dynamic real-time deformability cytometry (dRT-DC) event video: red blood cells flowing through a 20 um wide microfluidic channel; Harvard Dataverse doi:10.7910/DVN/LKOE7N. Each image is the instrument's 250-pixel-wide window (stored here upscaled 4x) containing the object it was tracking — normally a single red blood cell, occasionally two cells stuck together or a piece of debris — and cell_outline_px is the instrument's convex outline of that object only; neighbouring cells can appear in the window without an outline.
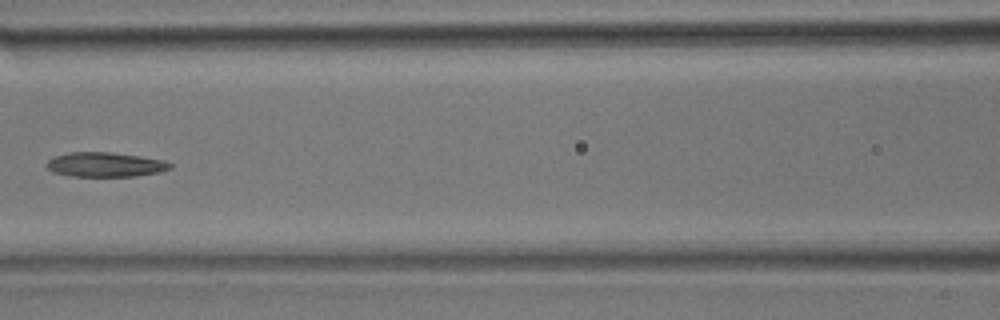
{"species": "common noctule bat (a hibernating species)", "species_latin": "Nyctalus noctula", "temperature_condition": "room temperature", "stored_images_in_passage": 36, "camera_frame_rate_fps": 3000, "um_per_image_px": 0.085, "animal": {"sex": "male", "body_mass_g": 17.9}, "frame": {"image": 1, "passage_image": 16, "time_ms": 5.0, "image_size_px": [1000, 320], "cell_outline_px": [[172, 168], [156, 172], [136, 176], [72, 176], [52, 172], [44, 164], [48, 160], [56, 156], [68, 152], [108, 152], [140, 156], [164, 160], [172, 164]], "centroid_in_image_um": [8.91, 13.98], "position_along_channel_um": 157.7, "area_um2": 17.57}}
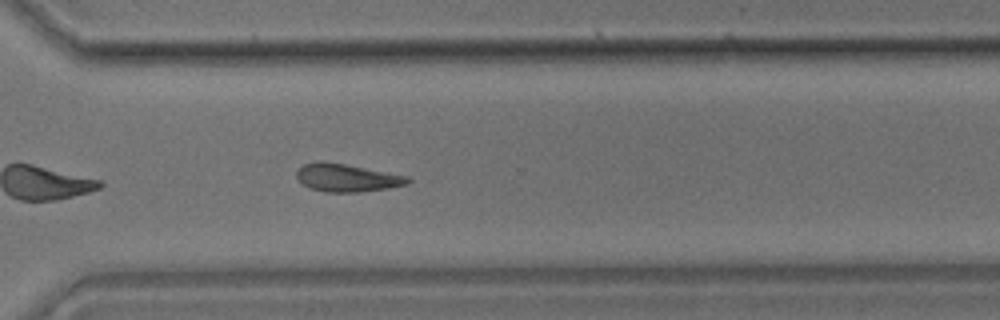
{"frame": {"image": 2, "passage_image": 26, "time_ms": 8.333, "image_size_px": [1000, 320], "cell_outline_px": [[412, 180], [408, 184], [388, 188], [356, 192], [324, 192], [308, 188], [296, 176], [296, 172], [304, 164], [344, 164], [408, 176]], "centroid_in_image_um": [29.55, 15.15], "position_along_channel_um": 341.1, "area_um2": 17.34}}